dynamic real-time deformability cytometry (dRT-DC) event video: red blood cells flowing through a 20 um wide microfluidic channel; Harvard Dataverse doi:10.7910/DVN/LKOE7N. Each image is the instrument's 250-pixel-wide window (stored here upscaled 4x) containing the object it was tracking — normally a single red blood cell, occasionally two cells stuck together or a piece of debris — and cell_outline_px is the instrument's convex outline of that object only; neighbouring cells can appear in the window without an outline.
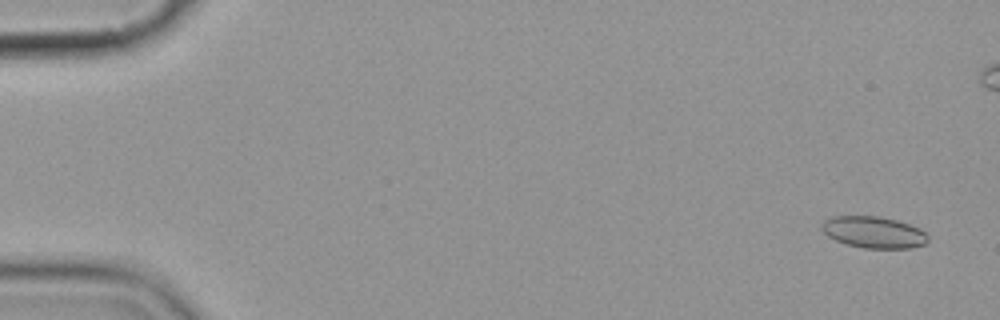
{"species": "common noctule bat (a hibernating species)", "species_latin": "Nyctalus noctula", "temperature_condition": "cold", "stored_images_in_passage": 16, "camera_frame_rate_fps": 3000, "um_per_image_px": 0.085, "animal": {"sex": "female", "body_mass_g": 19.9}, "frame": {"image": 1, "passage_image": 1, "time_ms": 0.0, "image_size_px": [1000, 320], "cell_outline_px": [[928, 240], [924, 244], [912, 248], [864, 248], [848, 244], [836, 240], [828, 236], [820, 228], [820, 224], [824, 220], [832, 216], [880, 216], [896, 220], [920, 228], [928, 236]], "centroid_in_image_um": [74.25, 19.73], "position_along_channel_um": 10.8, "area_um2": 19.54}}
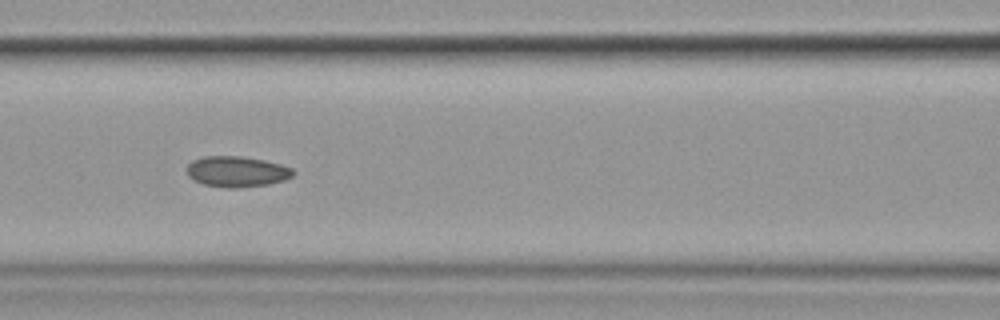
{"frame": {"image": 2, "passage_image": 7, "time_ms": 7.667, "image_size_px": [1000, 320], "cell_outline_px": [[296, 172], [292, 176], [284, 180], [268, 184], [236, 188], [224, 188], [204, 184], [188, 176], [188, 164], [192, 160], [204, 156], [240, 156], [264, 160], [280, 164], [292, 168]], "centroid_in_image_um": [20.14, 14.58], "position_along_channel_um": 146.5, "area_um2": 18.96}, "authors_computed_cell_mechanics": {"area_um2": 19.1318, "velocity_mm_per_s": 3.5685, "shape_relaxation_time_tau1_ms": 7.0715, "shape_relaxation_time_tau2_ms": 4.6537, "deformation_change_tau1": 0.1083, "deformation_change_tau2": 0.0716}}